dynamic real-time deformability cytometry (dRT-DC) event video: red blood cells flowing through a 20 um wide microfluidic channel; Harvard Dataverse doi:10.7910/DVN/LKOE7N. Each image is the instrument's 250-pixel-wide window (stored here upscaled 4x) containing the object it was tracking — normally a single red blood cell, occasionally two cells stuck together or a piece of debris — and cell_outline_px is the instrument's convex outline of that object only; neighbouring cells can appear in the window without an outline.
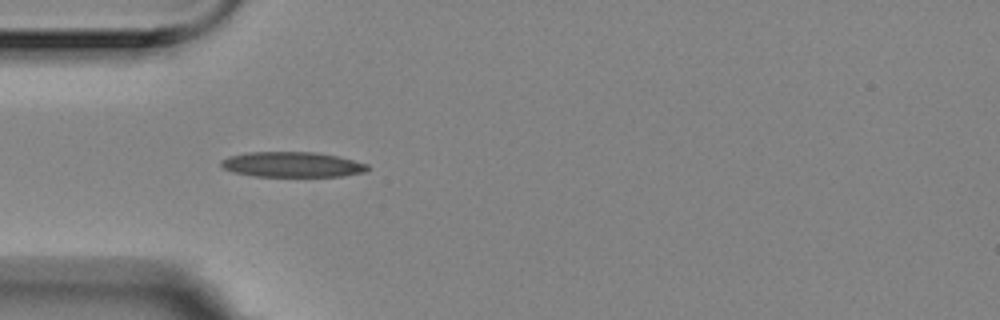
{"species": "Egyptian fruit bat (a non-hibernating species)", "species_latin": "Rousettus aegyptiacus", "temperature_condition": "room temperature", "stored_images_in_passage": 2, "camera_frame_rate_fps": 3000, "um_per_image_px": 0.085, "animal": {"sex": "female"}, "frame": {"image": 1, "passage_image": 1, "time_ms": 0.0, "image_size_px": [1000, 320], "cell_outline_px": [[368, 168], [364, 172], [344, 176], [252, 176], [232, 172], [224, 168], [220, 164], [220, 160], [228, 156], [248, 152], [316, 152], [336, 156], [368, 164]], "centroid_in_image_um": [24.79, 13.98], "position_along_channel_um": 60.2, "area_um2": 21.5}}
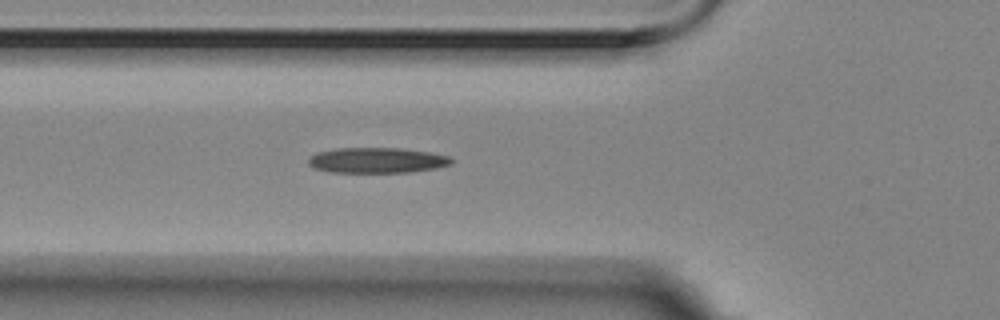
{"frame": {"image": 2, "passage_image": 2, "time_ms": 0.333, "image_size_px": [1000, 320], "cell_outline_px": [[452, 164], [436, 168], [412, 172], [328, 172], [312, 168], [308, 164], [308, 160], [316, 152], [336, 148], [400, 148], [428, 152], [448, 156], [452, 160]], "centroid_in_image_um": [32.0, 13.63], "position_along_channel_um": 93.8, "area_um2": 21.21}}